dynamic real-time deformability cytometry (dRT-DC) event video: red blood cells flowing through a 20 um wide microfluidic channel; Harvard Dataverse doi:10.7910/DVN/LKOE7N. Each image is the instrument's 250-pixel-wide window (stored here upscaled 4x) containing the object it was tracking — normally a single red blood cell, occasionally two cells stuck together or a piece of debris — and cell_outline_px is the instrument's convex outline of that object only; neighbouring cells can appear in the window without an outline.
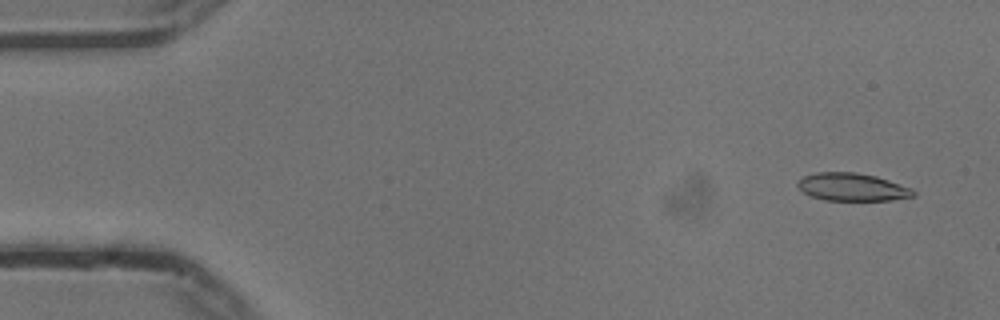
{"species": "common noctule bat (a hibernating species)", "species_latin": "Nyctalus noctula", "temperature_condition": "cold", "stored_images_in_passage": 5, "camera_frame_rate_fps": 3000, "um_per_image_px": 0.085, "animal": {"sex": "male", "body_mass_g": 13.3}, "frame": {"image": 1, "passage_image": 1, "time_ms": 0.0, "image_size_px": [1000, 320], "cell_outline_px": [[916, 196], [892, 200], [824, 200], [812, 196], [804, 192], [796, 184], [804, 176], [816, 172], [856, 172], [876, 176], [912, 188], [916, 192]], "centroid_in_image_um": [72.47, 15.9], "position_along_channel_um": 12.5, "area_um2": 18.67}}